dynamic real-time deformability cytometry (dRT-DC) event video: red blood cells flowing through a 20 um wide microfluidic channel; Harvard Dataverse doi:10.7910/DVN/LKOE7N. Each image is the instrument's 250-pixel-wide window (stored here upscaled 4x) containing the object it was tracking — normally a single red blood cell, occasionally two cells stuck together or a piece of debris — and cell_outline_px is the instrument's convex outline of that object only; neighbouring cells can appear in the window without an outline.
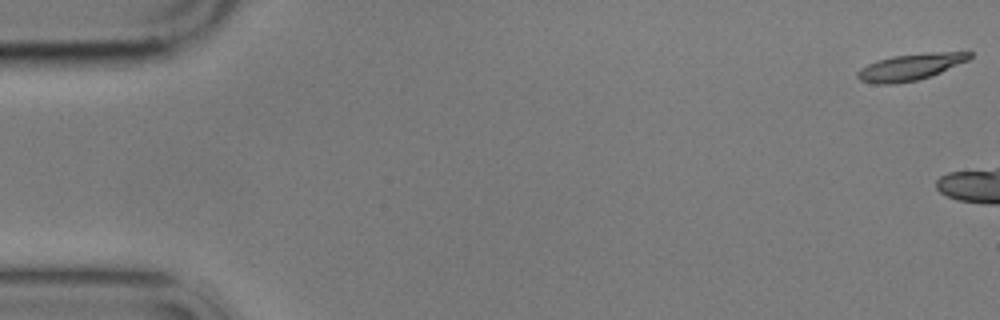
{"species": "common noctule bat (a hibernating species)", "species_latin": "Nyctalus noctula", "temperature_condition": "cold", "stored_images_in_passage": 3, "camera_frame_rate_fps": 3000, "um_per_image_px": 0.085, "animal": {"sex": "male", "body_mass_g": 17.9}, "frame": {"image": 1, "passage_image": 1, "time_ms": 0.0, "image_size_px": [1000, 320], "cell_outline_px": [[972, 56], [968, 60], [932, 76], [916, 80], [896, 84], [876, 84], [860, 80], [856, 76], [856, 72], [860, 68], [876, 60], [892, 56], [932, 52], [972, 52]], "centroid_in_image_um": [77.35, 5.7], "position_along_channel_um": 7.6, "area_um2": 17.34}}